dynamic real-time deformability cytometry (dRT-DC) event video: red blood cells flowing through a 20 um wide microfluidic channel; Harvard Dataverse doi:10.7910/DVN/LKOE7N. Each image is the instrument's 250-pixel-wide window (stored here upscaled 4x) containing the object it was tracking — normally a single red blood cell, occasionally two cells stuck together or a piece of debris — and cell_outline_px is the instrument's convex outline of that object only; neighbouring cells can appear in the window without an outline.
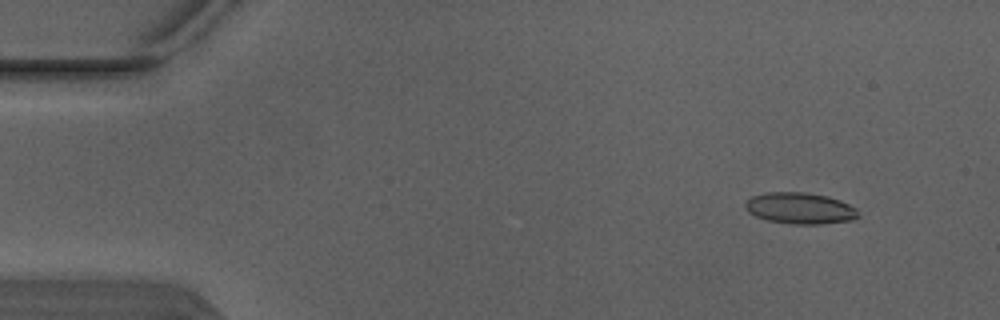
{"species": "Egyptian fruit bat (a non-hibernating species)", "species_latin": "Rousettus aegyptiacus", "temperature_condition": "warm", "stored_images_in_passage": 6, "camera_frame_rate_fps": 3000, "um_per_image_px": 0.085, "animal": {"sex": "male"}, "frame": {"image": 1, "passage_image": 2, "time_ms": 0.333, "image_size_px": [1000, 320], "cell_outline_px": [[860, 216], [852, 220], [820, 224], [796, 224], [768, 220], [756, 216], [748, 212], [744, 208], [744, 204], [752, 196], [768, 192], [804, 192], [828, 196], [840, 200], [856, 208]], "centroid_in_image_um": [68.01, 17.7], "position_along_channel_um": 17.0, "area_um2": 20.58}}
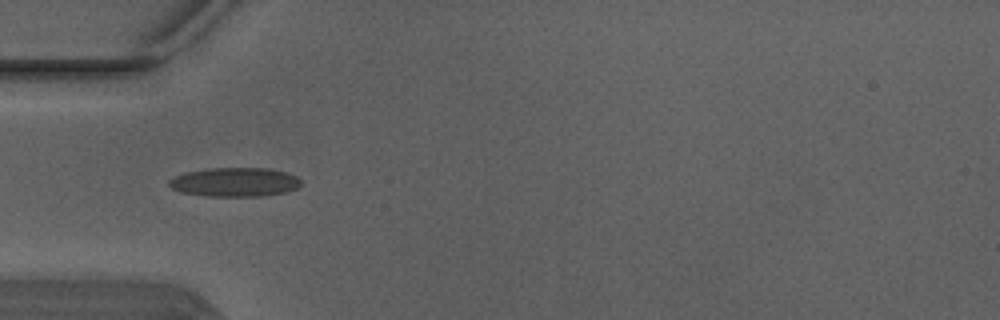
{"frame": {"image": 2, "passage_image": 5, "time_ms": 1.333, "image_size_px": [1000, 320], "cell_outline_px": [[300, 184], [296, 188], [284, 192], [264, 196], [208, 196], [180, 192], [172, 188], [168, 184], [168, 180], [184, 172], [208, 168], [268, 168], [288, 172], [296, 176], [300, 180]], "centroid_in_image_um": [19.94, 15.47], "position_along_channel_um": 65.1, "area_um2": 22.37}}
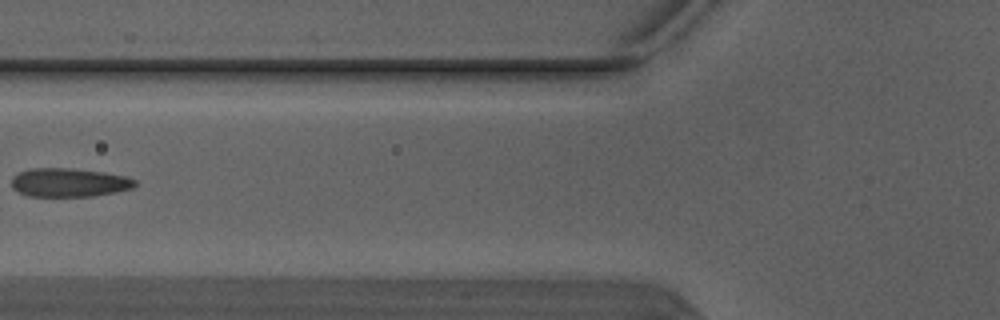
{"frame": {"image": 3, "passage_image": 6, "time_ms": 1.667, "image_size_px": [1000, 320], "cell_outline_px": [[136, 184], [132, 188], [116, 192], [92, 196], [28, 196], [12, 188], [12, 176], [20, 172], [32, 168], [72, 168], [104, 172], [128, 176], [136, 180]], "centroid_in_image_um": [5.89, 15.51], "position_along_channel_um": 119.9, "area_um2": 20.69}}